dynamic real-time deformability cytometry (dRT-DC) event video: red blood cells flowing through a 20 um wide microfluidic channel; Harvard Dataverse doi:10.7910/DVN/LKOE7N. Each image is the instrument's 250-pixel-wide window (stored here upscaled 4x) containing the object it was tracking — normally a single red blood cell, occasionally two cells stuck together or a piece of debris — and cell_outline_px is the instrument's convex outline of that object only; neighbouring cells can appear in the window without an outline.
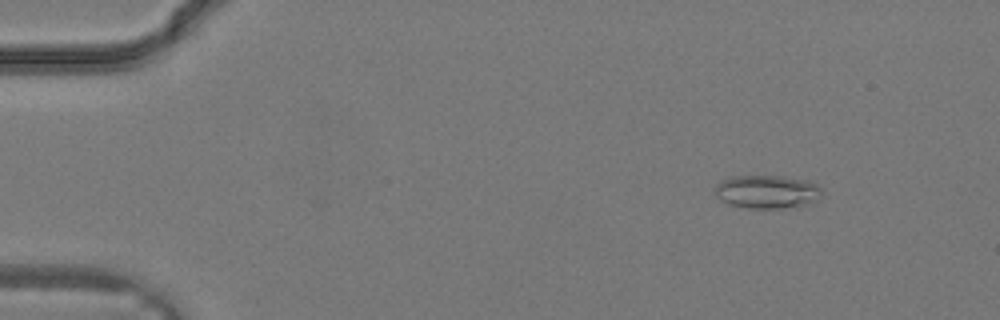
{"species": "common noctule bat (a hibernating species)", "species_latin": "Nyctalus noctula", "temperature_condition": "warm", "stored_images_in_passage": 32, "camera_frame_rate_fps": 3000, "um_per_image_px": 0.085, "animal": {"sex": "male", "body_mass_g": 19.2, "forearm_length_mm": 51.8}, "frame": {"image": 1, "passage_image": 3, "time_ms": 0.667, "image_size_px": [1000, 320], "cell_outline_px": [[824, 192], [812, 200], [804, 204], [780, 208], [748, 208], [728, 204], [720, 200], [716, 196], [716, 184], [720, 180], [732, 176], [784, 176], [812, 180]], "centroid_in_image_um": [65.16, 16.27], "position_along_channel_um": 19.8, "area_um2": 20.69}}
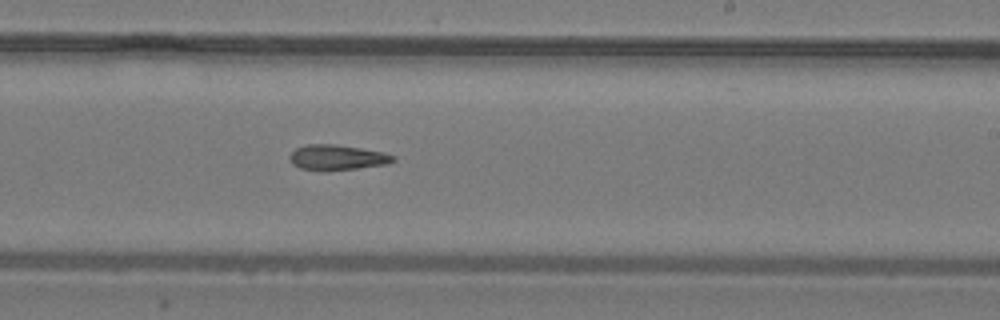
{"frame": {"image": 2, "passage_image": 19, "time_ms": 6.0, "image_size_px": [1000, 320], "cell_outline_px": [[396, 160], [388, 164], [356, 168], [300, 168], [292, 164], [288, 160], [288, 156], [296, 148], [308, 144], [336, 144], [384, 152], [396, 156]], "centroid_in_image_um": [28.69, 13.34], "position_along_channel_um": 260.3, "area_um2": 14.74}}
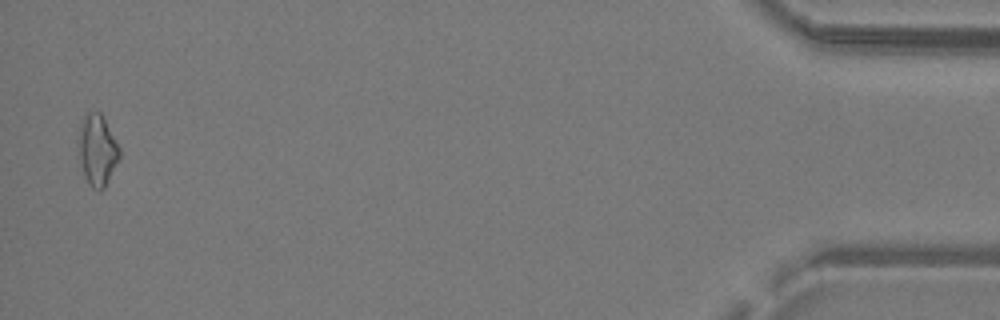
{"frame": {"image": 3, "passage_image": 31, "time_ms": 10.0, "image_size_px": [1000, 320], "cell_outline_px": [[120, 160], [104, 188], [100, 192], [92, 188], [88, 184], [84, 176], [76, 140], [80, 120], [84, 112], [100, 112], [120, 148]], "centroid_in_image_um": [8.24, 12.75], "position_along_channel_um": 427.0, "area_um2": 17.46}}